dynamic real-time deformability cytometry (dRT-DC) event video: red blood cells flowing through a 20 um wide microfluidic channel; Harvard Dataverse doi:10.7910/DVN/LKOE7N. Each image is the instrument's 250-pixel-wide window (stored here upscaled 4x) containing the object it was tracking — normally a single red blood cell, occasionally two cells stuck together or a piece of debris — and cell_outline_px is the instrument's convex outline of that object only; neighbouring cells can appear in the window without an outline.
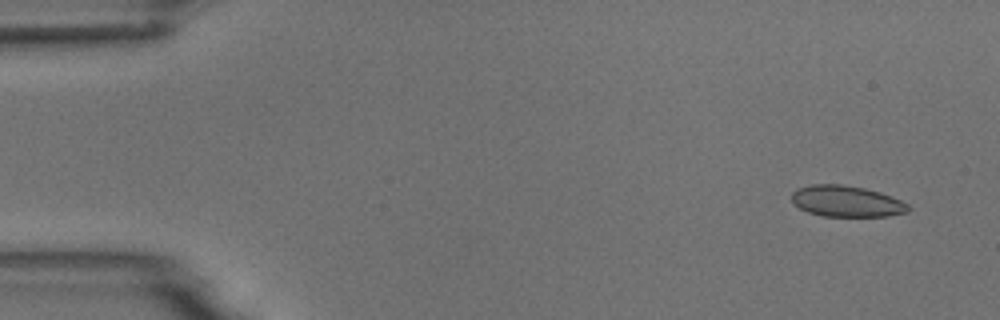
{"species": "common noctule bat (a hibernating species)", "species_latin": "Nyctalus noctula", "temperature_condition": "room temperature", "stored_images_in_passage": 10, "camera_frame_rate_fps": 3000, "um_per_image_px": 0.085, "animal": {"sex": "male", "body_mass_g": 18.8}, "frame": {"image": 1, "passage_image": 1, "time_ms": 0.0, "image_size_px": [1000, 320], "cell_outline_px": [[912, 208], [908, 212], [888, 216], [824, 216], [808, 212], [800, 208], [792, 200], [792, 192], [796, 188], [812, 184], [840, 184], [864, 188], [880, 192], [900, 200], [908, 204]], "centroid_in_image_um": [71.97, 17.1], "position_along_channel_um": 13.0, "area_um2": 21.15}}
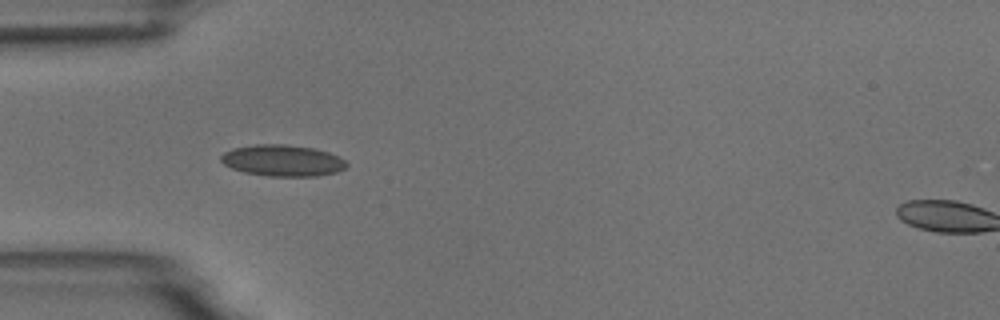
{"frame": {"image": 2, "passage_image": 4, "time_ms": 4.333, "image_size_px": [1000, 320], "cell_outline_px": [[348, 164], [344, 168], [336, 172], [316, 176], [268, 176], [244, 172], [232, 168], [224, 164], [220, 160], [220, 156], [224, 152], [232, 148], [256, 144], [284, 144], [312, 148], [328, 152], [340, 156]], "centroid_in_image_um": [24.0, 13.64], "position_along_channel_um": 61.0, "area_um2": 22.95}}